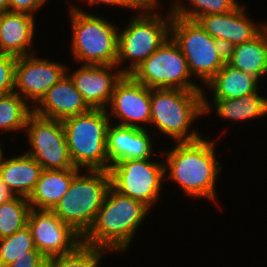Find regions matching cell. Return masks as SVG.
Here are the masks:
<instances>
[{
	"label": "cell",
	"instance_id": "obj_7",
	"mask_svg": "<svg viewBox=\"0 0 267 267\" xmlns=\"http://www.w3.org/2000/svg\"><path fill=\"white\" fill-rule=\"evenodd\" d=\"M170 37L183 53L190 74L201 78L203 84L211 80L224 66L227 51L210 36L197 21L172 16Z\"/></svg>",
	"mask_w": 267,
	"mask_h": 267
},
{
	"label": "cell",
	"instance_id": "obj_27",
	"mask_svg": "<svg viewBox=\"0 0 267 267\" xmlns=\"http://www.w3.org/2000/svg\"><path fill=\"white\" fill-rule=\"evenodd\" d=\"M188 1L190 5L192 4V8L190 6L185 7L182 2L175 1L171 8L172 14L183 19L197 21L202 16L228 13L233 11L240 4L237 0Z\"/></svg>",
	"mask_w": 267,
	"mask_h": 267
},
{
	"label": "cell",
	"instance_id": "obj_22",
	"mask_svg": "<svg viewBox=\"0 0 267 267\" xmlns=\"http://www.w3.org/2000/svg\"><path fill=\"white\" fill-rule=\"evenodd\" d=\"M226 61L234 68L256 77L267 74V25L252 40L227 50Z\"/></svg>",
	"mask_w": 267,
	"mask_h": 267
},
{
	"label": "cell",
	"instance_id": "obj_5",
	"mask_svg": "<svg viewBox=\"0 0 267 267\" xmlns=\"http://www.w3.org/2000/svg\"><path fill=\"white\" fill-rule=\"evenodd\" d=\"M111 187L109 171H80L72 179L68 192L52 211L82 237L92 226Z\"/></svg>",
	"mask_w": 267,
	"mask_h": 267
},
{
	"label": "cell",
	"instance_id": "obj_24",
	"mask_svg": "<svg viewBox=\"0 0 267 267\" xmlns=\"http://www.w3.org/2000/svg\"><path fill=\"white\" fill-rule=\"evenodd\" d=\"M259 92L234 99H213L216 114L229 121L248 120L267 114V98Z\"/></svg>",
	"mask_w": 267,
	"mask_h": 267
},
{
	"label": "cell",
	"instance_id": "obj_33",
	"mask_svg": "<svg viewBox=\"0 0 267 267\" xmlns=\"http://www.w3.org/2000/svg\"><path fill=\"white\" fill-rule=\"evenodd\" d=\"M158 4V0H125V8H130L133 10L136 9L137 11L139 10V14L142 12L154 11L153 9H155Z\"/></svg>",
	"mask_w": 267,
	"mask_h": 267
},
{
	"label": "cell",
	"instance_id": "obj_9",
	"mask_svg": "<svg viewBox=\"0 0 267 267\" xmlns=\"http://www.w3.org/2000/svg\"><path fill=\"white\" fill-rule=\"evenodd\" d=\"M131 76L150 89H203L190 81L187 61L171 37L144 60Z\"/></svg>",
	"mask_w": 267,
	"mask_h": 267
},
{
	"label": "cell",
	"instance_id": "obj_29",
	"mask_svg": "<svg viewBox=\"0 0 267 267\" xmlns=\"http://www.w3.org/2000/svg\"><path fill=\"white\" fill-rule=\"evenodd\" d=\"M34 249L36 248L28 226L9 237L0 239V267L7 266L23 256H28V252Z\"/></svg>",
	"mask_w": 267,
	"mask_h": 267
},
{
	"label": "cell",
	"instance_id": "obj_34",
	"mask_svg": "<svg viewBox=\"0 0 267 267\" xmlns=\"http://www.w3.org/2000/svg\"><path fill=\"white\" fill-rule=\"evenodd\" d=\"M14 194L11 190L7 187L4 181L0 177V205L12 199Z\"/></svg>",
	"mask_w": 267,
	"mask_h": 267
},
{
	"label": "cell",
	"instance_id": "obj_28",
	"mask_svg": "<svg viewBox=\"0 0 267 267\" xmlns=\"http://www.w3.org/2000/svg\"><path fill=\"white\" fill-rule=\"evenodd\" d=\"M107 250L81 243L74 251L47 258L45 267H98Z\"/></svg>",
	"mask_w": 267,
	"mask_h": 267
},
{
	"label": "cell",
	"instance_id": "obj_37",
	"mask_svg": "<svg viewBox=\"0 0 267 267\" xmlns=\"http://www.w3.org/2000/svg\"><path fill=\"white\" fill-rule=\"evenodd\" d=\"M3 150H2V145L0 143V166L2 165V162H3V159H4V156H3Z\"/></svg>",
	"mask_w": 267,
	"mask_h": 267
},
{
	"label": "cell",
	"instance_id": "obj_6",
	"mask_svg": "<svg viewBox=\"0 0 267 267\" xmlns=\"http://www.w3.org/2000/svg\"><path fill=\"white\" fill-rule=\"evenodd\" d=\"M69 6L75 60L84 65H116L119 29L102 17L83 12L75 5Z\"/></svg>",
	"mask_w": 267,
	"mask_h": 267
},
{
	"label": "cell",
	"instance_id": "obj_13",
	"mask_svg": "<svg viewBox=\"0 0 267 267\" xmlns=\"http://www.w3.org/2000/svg\"><path fill=\"white\" fill-rule=\"evenodd\" d=\"M62 63L48 61L31 55L18 56L15 65L14 92L26 102L38 103L48 90L67 72Z\"/></svg>",
	"mask_w": 267,
	"mask_h": 267
},
{
	"label": "cell",
	"instance_id": "obj_10",
	"mask_svg": "<svg viewBox=\"0 0 267 267\" xmlns=\"http://www.w3.org/2000/svg\"><path fill=\"white\" fill-rule=\"evenodd\" d=\"M164 161L128 159L110 165L111 187L122 195L138 200L151 208L159 200Z\"/></svg>",
	"mask_w": 267,
	"mask_h": 267
},
{
	"label": "cell",
	"instance_id": "obj_2",
	"mask_svg": "<svg viewBox=\"0 0 267 267\" xmlns=\"http://www.w3.org/2000/svg\"><path fill=\"white\" fill-rule=\"evenodd\" d=\"M150 208L109 188L82 243L109 251L125 252Z\"/></svg>",
	"mask_w": 267,
	"mask_h": 267
},
{
	"label": "cell",
	"instance_id": "obj_17",
	"mask_svg": "<svg viewBox=\"0 0 267 267\" xmlns=\"http://www.w3.org/2000/svg\"><path fill=\"white\" fill-rule=\"evenodd\" d=\"M90 110L91 108L76 89L68 72L48 90L33 108V112L39 116L60 121L87 113Z\"/></svg>",
	"mask_w": 267,
	"mask_h": 267
},
{
	"label": "cell",
	"instance_id": "obj_26",
	"mask_svg": "<svg viewBox=\"0 0 267 267\" xmlns=\"http://www.w3.org/2000/svg\"><path fill=\"white\" fill-rule=\"evenodd\" d=\"M31 206L27 198L15 196L0 205V239L27 226Z\"/></svg>",
	"mask_w": 267,
	"mask_h": 267
},
{
	"label": "cell",
	"instance_id": "obj_11",
	"mask_svg": "<svg viewBox=\"0 0 267 267\" xmlns=\"http://www.w3.org/2000/svg\"><path fill=\"white\" fill-rule=\"evenodd\" d=\"M25 131L31 148L25 153L32 156L43 169L76 168L70 158L60 120L45 118L32 112L27 119Z\"/></svg>",
	"mask_w": 267,
	"mask_h": 267
},
{
	"label": "cell",
	"instance_id": "obj_12",
	"mask_svg": "<svg viewBox=\"0 0 267 267\" xmlns=\"http://www.w3.org/2000/svg\"><path fill=\"white\" fill-rule=\"evenodd\" d=\"M27 226L35 248L46 258L71 253L82 243V236L62 222L52 210L31 208Z\"/></svg>",
	"mask_w": 267,
	"mask_h": 267
},
{
	"label": "cell",
	"instance_id": "obj_23",
	"mask_svg": "<svg viewBox=\"0 0 267 267\" xmlns=\"http://www.w3.org/2000/svg\"><path fill=\"white\" fill-rule=\"evenodd\" d=\"M205 85L214 92V99H234L259 90V80L256 77L234 68L227 61Z\"/></svg>",
	"mask_w": 267,
	"mask_h": 267
},
{
	"label": "cell",
	"instance_id": "obj_35",
	"mask_svg": "<svg viewBox=\"0 0 267 267\" xmlns=\"http://www.w3.org/2000/svg\"><path fill=\"white\" fill-rule=\"evenodd\" d=\"M98 5L101 4H110V5H116V6H121V7H125V0H88V4L90 5H94L97 4Z\"/></svg>",
	"mask_w": 267,
	"mask_h": 267
},
{
	"label": "cell",
	"instance_id": "obj_4",
	"mask_svg": "<svg viewBox=\"0 0 267 267\" xmlns=\"http://www.w3.org/2000/svg\"><path fill=\"white\" fill-rule=\"evenodd\" d=\"M108 110L91 109L62 122L69 155L76 168L109 170L107 129L110 122Z\"/></svg>",
	"mask_w": 267,
	"mask_h": 267
},
{
	"label": "cell",
	"instance_id": "obj_1",
	"mask_svg": "<svg viewBox=\"0 0 267 267\" xmlns=\"http://www.w3.org/2000/svg\"><path fill=\"white\" fill-rule=\"evenodd\" d=\"M215 142L203 137L191 142H177L166 155L165 178L177 182L184 194L215 200V183L222 166L215 156Z\"/></svg>",
	"mask_w": 267,
	"mask_h": 267
},
{
	"label": "cell",
	"instance_id": "obj_25",
	"mask_svg": "<svg viewBox=\"0 0 267 267\" xmlns=\"http://www.w3.org/2000/svg\"><path fill=\"white\" fill-rule=\"evenodd\" d=\"M33 108L16 92L0 96V130L14 132L25 130L29 115Z\"/></svg>",
	"mask_w": 267,
	"mask_h": 267
},
{
	"label": "cell",
	"instance_id": "obj_31",
	"mask_svg": "<svg viewBox=\"0 0 267 267\" xmlns=\"http://www.w3.org/2000/svg\"><path fill=\"white\" fill-rule=\"evenodd\" d=\"M47 258L38 250L28 252V256L16 259L13 263L4 267H45Z\"/></svg>",
	"mask_w": 267,
	"mask_h": 267
},
{
	"label": "cell",
	"instance_id": "obj_3",
	"mask_svg": "<svg viewBox=\"0 0 267 267\" xmlns=\"http://www.w3.org/2000/svg\"><path fill=\"white\" fill-rule=\"evenodd\" d=\"M204 90L151 89L150 124L176 142H191L201 137L196 131L189 133L196 118L211 110Z\"/></svg>",
	"mask_w": 267,
	"mask_h": 267
},
{
	"label": "cell",
	"instance_id": "obj_18",
	"mask_svg": "<svg viewBox=\"0 0 267 267\" xmlns=\"http://www.w3.org/2000/svg\"><path fill=\"white\" fill-rule=\"evenodd\" d=\"M106 142L109 168L119 161L152 157L153 141L146 129L109 124Z\"/></svg>",
	"mask_w": 267,
	"mask_h": 267
},
{
	"label": "cell",
	"instance_id": "obj_30",
	"mask_svg": "<svg viewBox=\"0 0 267 267\" xmlns=\"http://www.w3.org/2000/svg\"><path fill=\"white\" fill-rule=\"evenodd\" d=\"M17 57L0 53V96L14 92Z\"/></svg>",
	"mask_w": 267,
	"mask_h": 267
},
{
	"label": "cell",
	"instance_id": "obj_15",
	"mask_svg": "<svg viewBox=\"0 0 267 267\" xmlns=\"http://www.w3.org/2000/svg\"><path fill=\"white\" fill-rule=\"evenodd\" d=\"M197 22L226 51L235 45L252 40L267 25L260 24L258 27L253 20L247 18L242 4L228 13L202 16Z\"/></svg>",
	"mask_w": 267,
	"mask_h": 267
},
{
	"label": "cell",
	"instance_id": "obj_14",
	"mask_svg": "<svg viewBox=\"0 0 267 267\" xmlns=\"http://www.w3.org/2000/svg\"><path fill=\"white\" fill-rule=\"evenodd\" d=\"M151 89L137 82L131 75H123L115 84L110 106V116L122 121L117 125L146 129L140 123L151 121ZM112 112V113H111Z\"/></svg>",
	"mask_w": 267,
	"mask_h": 267
},
{
	"label": "cell",
	"instance_id": "obj_32",
	"mask_svg": "<svg viewBox=\"0 0 267 267\" xmlns=\"http://www.w3.org/2000/svg\"><path fill=\"white\" fill-rule=\"evenodd\" d=\"M9 11L26 13L34 16L35 11L45 3L46 0H8Z\"/></svg>",
	"mask_w": 267,
	"mask_h": 267
},
{
	"label": "cell",
	"instance_id": "obj_16",
	"mask_svg": "<svg viewBox=\"0 0 267 267\" xmlns=\"http://www.w3.org/2000/svg\"><path fill=\"white\" fill-rule=\"evenodd\" d=\"M116 65H84L69 74L91 109H108L115 84L124 75ZM114 72V73H113Z\"/></svg>",
	"mask_w": 267,
	"mask_h": 267
},
{
	"label": "cell",
	"instance_id": "obj_8",
	"mask_svg": "<svg viewBox=\"0 0 267 267\" xmlns=\"http://www.w3.org/2000/svg\"><path fill=\"white\" fill-rule=\"evenodd\" d=\"M169 11L168 16H165L166 20L155 12L137 14L131 18L123 31L118 32L116 66L122 65L124 60L130 61L126 69L120 68L124 75H131L144 60L169 39L173 16L171 9Z\"/></svg>",
	"mask_w": 267,
	"mask_h": 267
},
{
	"label": "cell",
	"instance_id": "obj_20",
	"mask_svg": "<svg viewBox=\"0 0 267 267\" xmlns=\"http://www.w3.org/2000/svg\"><path fill=\"white\" fill-rule=\"evenodd\" d=\"M79 171V168L63 170L43 169L39 180L28 197L31 208L52 210L68 192L72 179Z\"/></svg>",
	"mask_w": 267,
	"mask_h": 267
},
{
	"label": "cell",
	"instance_id": "obj_36",
	"mask_svg": "<svg viewBox=\"0 0 267 267\" xmlns=\"http://www.w3.org/2000/svg\"><path fill=\"white\" fill-rule=\"evenodd\" d=\"M9 11V1L0 0V14Z\"/></svg>",
	"mask_w": 267,
	"mask_h": 267
},
{
	"label": "cell",
	"instance_id": "obj_19",
	"mask_svg": "<svg viewBox=\"0 0 267 267\" xmlns=\"http://www.w3.org/2000/svg\"><path fill=\"white\" fill-rule=\"evenodd\" d=\"M34 18L26 13L11 11L0 14V53L16 57L33 54L30 49L35 34Z\"/></svg>",
	"mask_w": 267,
	"mask_h": 267
},
{
	"label": "cell",
	"instance_id": "obj_21",
	"mask_svg": "<svg viewBox=\"0 0 267 267\" xmlns=\"http://www.w3.org/2000/svg\"><path fill=\"white\" fill-rule=\"evenodd\" d=\"M42 171V166L24 152L21 156L3 159L0 166V177L14 196L28 199Z\"/></svg>",
	"mask_w": 267,
	"mask_h": 267
}]
</instances>
